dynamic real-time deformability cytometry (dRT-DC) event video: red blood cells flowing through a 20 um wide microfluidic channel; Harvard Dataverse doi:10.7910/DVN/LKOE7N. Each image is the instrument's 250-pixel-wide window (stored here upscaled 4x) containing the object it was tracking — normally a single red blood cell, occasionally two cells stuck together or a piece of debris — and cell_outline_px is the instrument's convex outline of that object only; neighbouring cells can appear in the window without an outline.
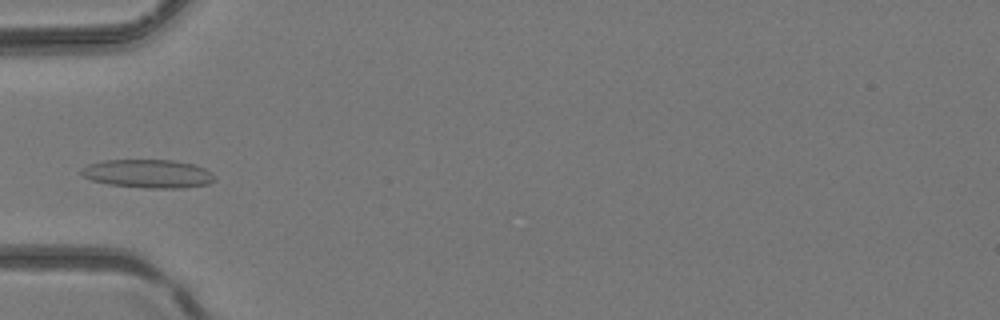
{"species": "common noctule bat (a hibernating species)", "species_latin": "Nyctalus noctula", "temperature_condition": "room temperature", "stored_images_in_passage": 5, "camera_frame_rate_fps": 3000, "um_per_image_px": 0.085, "animal": {"sex": "female", "body_mass_g": 24.6, "forearm_length_mm": 56.2}, "frame": {"image": 1, "passage_image": 4, "time_ms": 1.0, "image_size_px": [1000, 320], "cell_outline_px": [[216, 180], [208, 184], [184, 188], [148, 188], [108, 184], [92, 180], [84, 176], [80, 172], [80, 168], [88, 164], [104, 160], [172, 160], [192, 164], [204, 168], [212, 172], [216, 176]], "centroid_in_image_um": [12.61, 14.76], "position_along_channel_um": 72.4, "area_um2": 22.2}}
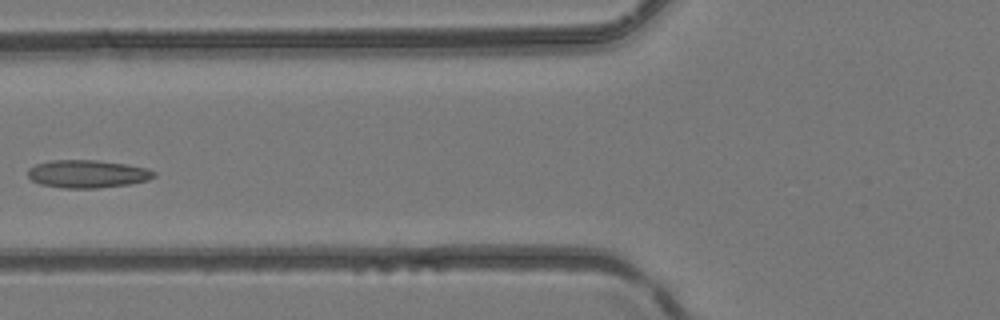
{"frame": {"image": 2, "passage_image": 5, "time_ms": 1.333, "image_size_px": [1000, 320], "cell_outline_px": [[156, 176], [148, 180], [128, 184], [96, 188], [64, 188], [40, 184], [32, 180], [28, 176], [28, 168], [36, 164], [52, 160], [96, 160], [124, 164], [148, 168], [156, 172]], "centroid_in_image_um": [7.43, 14.78], "position_along_channel_um": 118.4, "area_um2": 20.4}}